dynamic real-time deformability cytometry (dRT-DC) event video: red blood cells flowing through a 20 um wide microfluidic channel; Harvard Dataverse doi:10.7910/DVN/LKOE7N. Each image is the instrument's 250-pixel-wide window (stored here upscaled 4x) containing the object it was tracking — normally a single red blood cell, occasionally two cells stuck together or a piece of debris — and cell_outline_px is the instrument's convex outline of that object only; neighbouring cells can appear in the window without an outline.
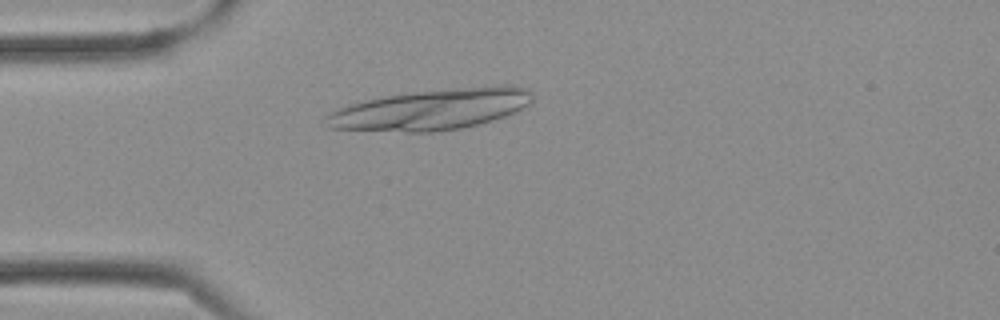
{"species": "Egyptian fruit bat (a non-hibernating species)", "species_latin": "Rousettus aegyptiacus", "temperature_condition": "cold", "stored_images_in_passage": 24, "camera_frame_rate_fps": 3000, "um_per_image_px": 0.085, "frame": {"image": 1, "passage_image": 9, "time_ms": 2.667, "image_size_px": [1000, 320], "cell_outline_px": [[532, 104], [516, 112], [492, 120], [460, 128], [440, 132], [404, 132], [328, 128], [328, 112], [348, 104], [384, 96], [420, 92], [496, 84], [508, 84], [528, 88], [532, 92]], "centroid_in_image_um": [36.74, 9.3], "position_along_channel_um": 48.3, "area_um2": 49.07}}
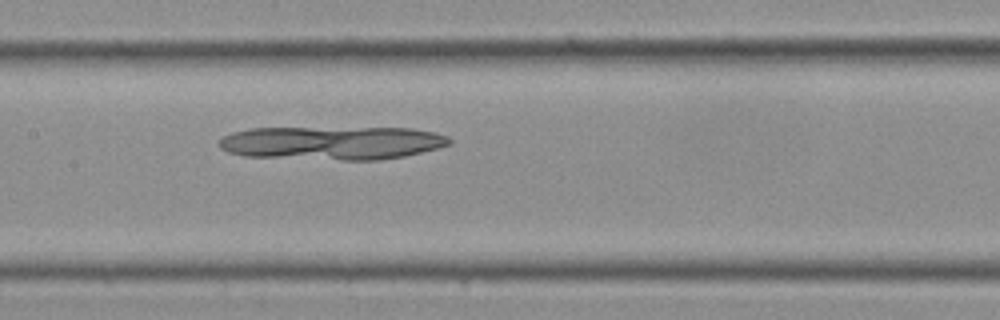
{"frame": {"image": 2, "passage_image": 17, "time_ms": 5.333, "image_size_px": [1000, 320], "cell_outline_px": [[452, 144], [440, 148], [404, 156], [380, 160], [340, 160], [244, 156], [228, 152], [220, 148], [220, 140], [224, 136], [232, 132], [248, 128], [412, 128], [436, 132], [448, 136], [452, 140]], "centroid_in_image_um": [28.28, 12.15], "position_along_channel_um": 179.1, "area_um2": 45.32}}
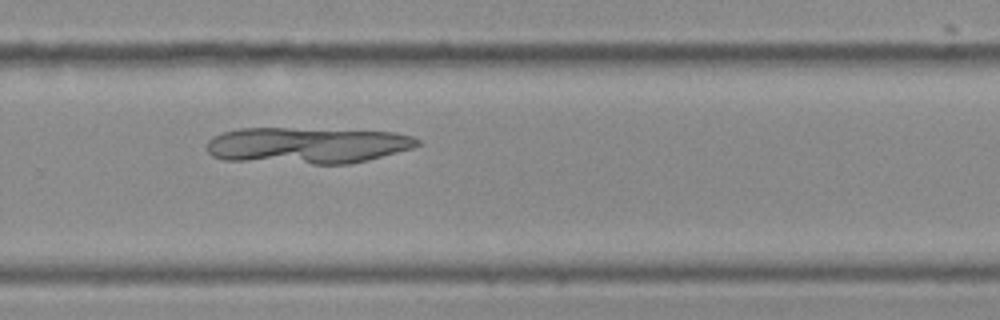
{"frame": {"image": 3, "passage_image": 24, "time_ms": 7.667, "image_size_px": [1000, 320], "cell_outline_px": [[420, 144], [412, 148], [368, 160], [348, 164], [312, 164], [224, 160], [212, 156], [208, 152], [208, 140], [212, 136], [236, 128], [288, 128], [392, 132], [412, 136], [420, 140]], "centroid_in_image_um": [26.07, 12.36], "position_along_channel_um": 303.7, "area_um2": 44.62}}